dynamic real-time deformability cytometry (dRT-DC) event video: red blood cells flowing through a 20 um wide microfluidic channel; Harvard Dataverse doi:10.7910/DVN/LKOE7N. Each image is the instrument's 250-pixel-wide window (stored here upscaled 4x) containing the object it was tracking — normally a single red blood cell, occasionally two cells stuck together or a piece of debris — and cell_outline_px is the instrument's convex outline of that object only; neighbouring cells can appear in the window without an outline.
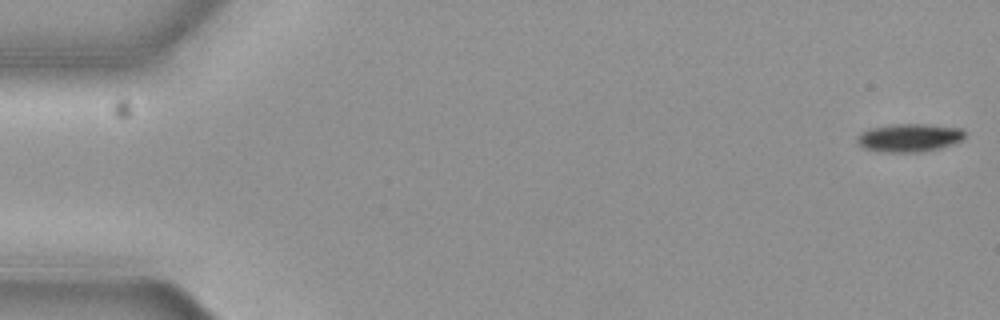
{"species": "common noctule bat (a hibernating species)", "species_latin": "Nyctalus noctula", "temperature_condition": "cold", "stored_images_in_passage": 6, "camera_frame_rate_fps": 3000, "um_per_image_px": 0.085, "animal": {"sex": "female", "body_mass_g": 19.3, "forearm_length_mm": 54.1}, "frame": {"image": 1, "passage_image": 1, "time_ms": 0.0, "image_size_px": [1000, 320], "cell_outline_px": [[964, 136], [960, 140], [936, 148], [920, 152], [888, 152], [864, 148], [856, 140], [864, 132], [872, 128], [896, 124], [924, 124], [960, 128], [964, 132]], "centroid_in_image_um": [77.28, 11.7], "position_along_channel_um": 7.7, "area_um2": 16.94}}
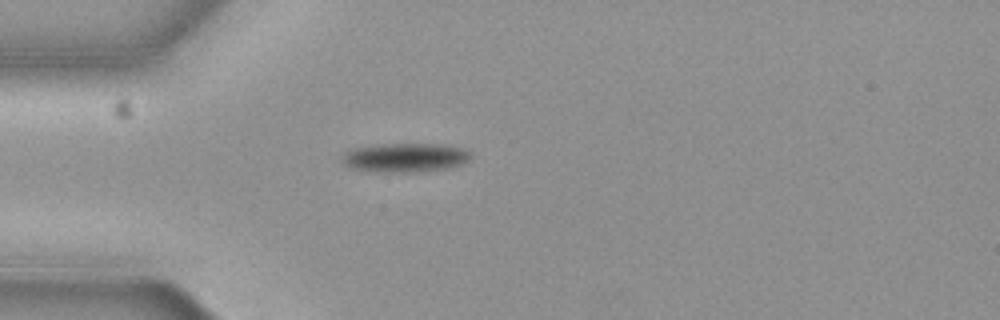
{"frame": {"image": 2, "passage_image": 4, "time_ms": 1.0, "image_size_px": [1000, 320], "cell_outline_px": [[472, 156], [468, 160], [460, 164], [448, 168], [412, 172], [352, 168], [344, 164], [340, 156], [344, 152], [356, 148], [384, 144], [440, 144], [460, 148], [468, 152]], "centroid_in_image_um": [34.44, 13.37], "position_along_channel_um": 50.6, "area_um2": 20.98}}
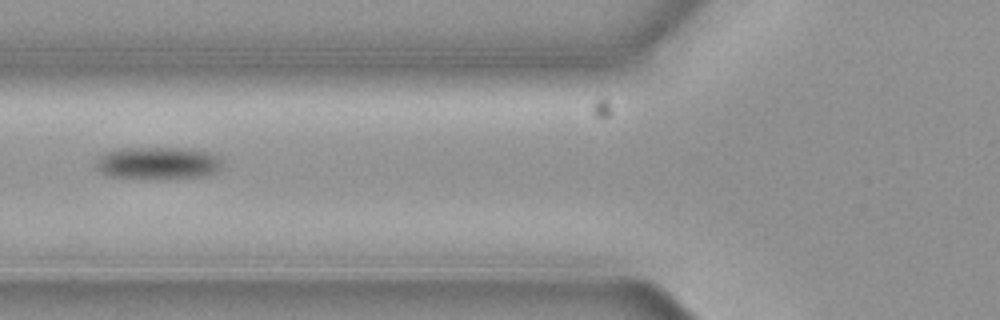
{"frame": {"image": 3, "passage_image": 6, "time_ms": 1.667, "image_size_px": [1000, 320], "cell_outline_px": [[220, 168], [208, 176], [112, 176], [100, 172], [96, 168], [96, 156], [104, 152], [120, 148], [192, 148], [208, 152], [216, 156], [220, 160]], "centroid_in_image_um": [13.37, 13.8], "position_along_channel_um": 112.4, "area_um2": 22.95}}